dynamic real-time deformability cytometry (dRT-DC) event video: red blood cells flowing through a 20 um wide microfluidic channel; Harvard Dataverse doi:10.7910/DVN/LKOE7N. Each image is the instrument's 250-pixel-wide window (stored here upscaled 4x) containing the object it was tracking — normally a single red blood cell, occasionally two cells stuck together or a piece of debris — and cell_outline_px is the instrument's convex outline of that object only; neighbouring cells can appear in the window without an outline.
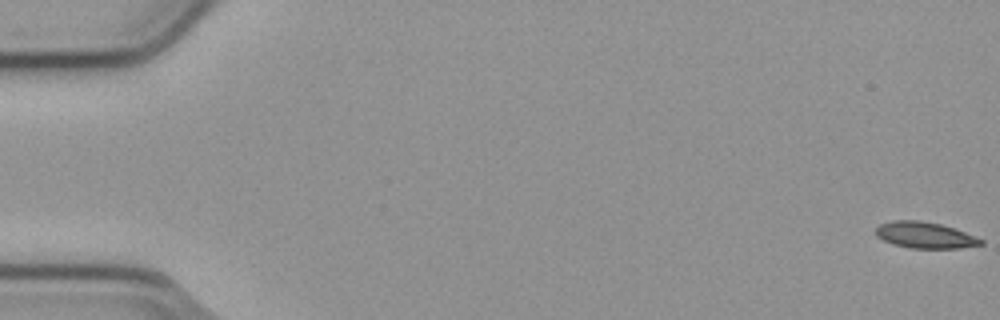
{"species": "common noctule bat (a hibernating species)", "species_latin": "Nyctalus noctula", "temperature_condition": "cold", "stored_images_in_passage": 11, "camera_frame_rate_fps": 3000, "um_per_image_px": 0.085, "animal": {"sex": "male", "body_mass_g": 23.1, "forearm_length_mm": 52.7}, "frame": {"image": 1, "passage_image": 1, "time_ms": 0.0, "image_size_px": [1000, 320], "cell_outline_px": [[984, 244], [960, 248], [912, 248], [892, 244], [876, 236], [876, 228], [880, 224], [892, 220], [916, 220], [940, 224], [964, 232], [984, 240]], "centroid_in_image_um": [78.6, 19.99], "position_along_channel_um": 6.4, "area_um2": 15.9}}